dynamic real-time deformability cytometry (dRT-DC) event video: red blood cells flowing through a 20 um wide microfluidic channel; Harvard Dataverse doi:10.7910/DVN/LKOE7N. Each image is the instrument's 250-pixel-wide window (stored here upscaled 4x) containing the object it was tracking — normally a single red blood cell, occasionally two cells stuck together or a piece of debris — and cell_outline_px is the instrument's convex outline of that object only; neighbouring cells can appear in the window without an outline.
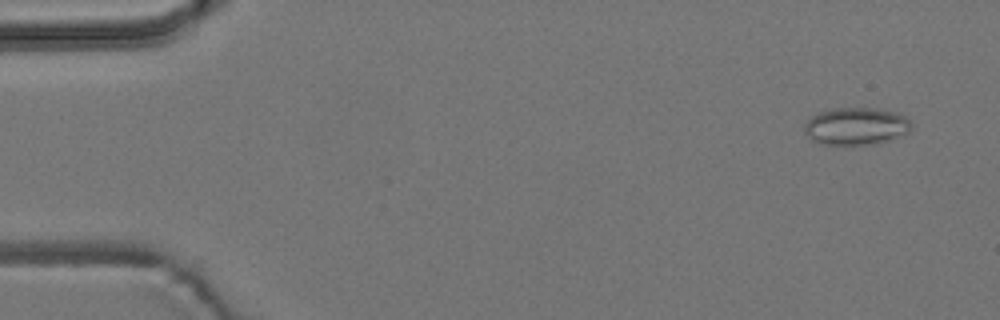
{"species": "common noctule bat (a hibernating species)", "species_latin": "Nyctalus noctula", "temperature_condition": "room temperature", "stored_images_in_passage": 7, "camera_frame_rate_fps": 3000, "um_per_image_px": 0.085, "animal": {"sex": "male", "body_mass_g": 19.2, "forearm_length_mm": 51.8}, "frame": {"image": 1, "passage_image": 1, "time_ms": 0.0, "image_size_px": [1000, 320], "cell_outline_px": [[912, 128], [908, 132], [888, 140], [876, 144], [852, 148], [824, 144], [812, 140], [804, 132], [804, 124], [812, 116], [820, 112], [832, 108], [876, 108], [900, 112], [912, 124]], "centroid_in_image_um": [72.76, 10.76], "position_along_channel_um": 12.2, "area_um2": 24.04}}
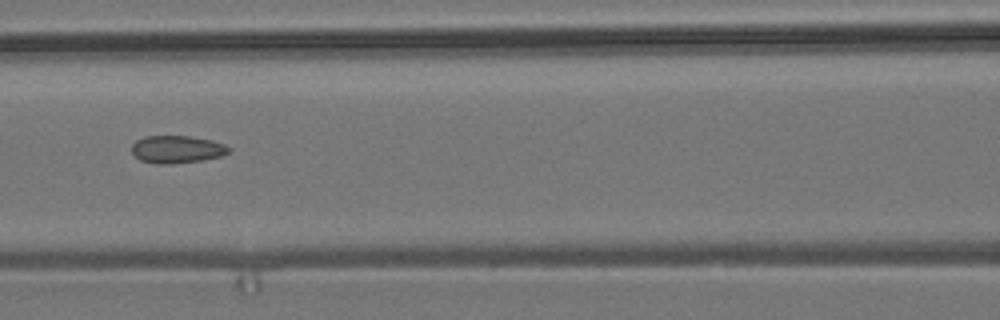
{"frame": {"image": 2, "passage_image": 7, "time_ms": 2.0, "image_size_px": [1000, 320], "cell_outline_px": [[232, 152], [220, 156], [200, 160], [172, 164], [156, 164], [140, 160], [132, 152], [132, 144], [136, 140], [144, 136], [188, 136], [212, 140], [224, 144], [232, 148]], "centroid_in_image_um": [15.05, 12.69], "position_along_channel_um": 151.5, "area_um2": 15.66}}